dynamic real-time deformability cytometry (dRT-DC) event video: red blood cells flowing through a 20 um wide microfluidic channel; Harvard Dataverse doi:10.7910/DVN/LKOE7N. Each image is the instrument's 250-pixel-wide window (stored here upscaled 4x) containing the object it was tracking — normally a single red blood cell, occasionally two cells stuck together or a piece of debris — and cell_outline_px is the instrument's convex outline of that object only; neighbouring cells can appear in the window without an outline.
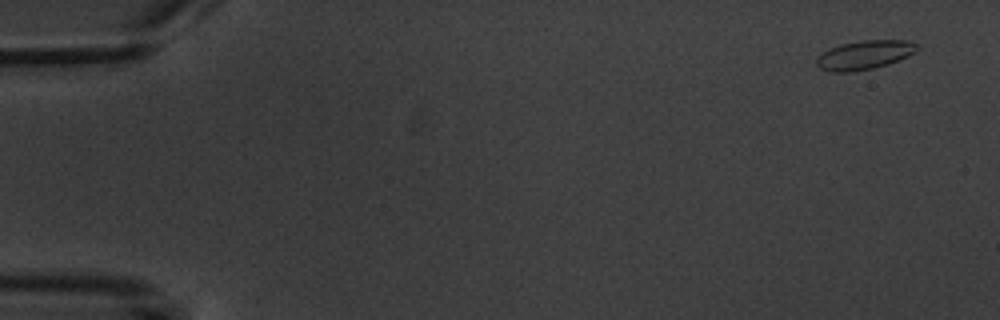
{"species": "common noctule bat (a hibernating species)", "species_latin": "Nyctalus noctula", "temperature_condition": "warm", "stored_images_in_passage": 4, "camera_frame_rate_fps": 3000, "um_per_image_px": 0.085, "animal": {"sex": "male", "body_mass_g": 20.1, "forearm_length_mm": 53.5}, "frame": {"image": 1, "passage_image": 1, "time_ms": 0.0, "image_size_px": [1000, 320], "cell_outline_px": [[920, 48], [916, 52], [908, 56], [888, 64], [872, 68], [852, 72], [832, 72], [820, 68], [816, 64], [816, 60], [824, 52], [840, 44], [860, 40], [908, 40], [916, 44]], "centroid_in_image_um": [73.52, 4.66], "position_along_channel_um": 11.5, "area_um2": 16.88}}